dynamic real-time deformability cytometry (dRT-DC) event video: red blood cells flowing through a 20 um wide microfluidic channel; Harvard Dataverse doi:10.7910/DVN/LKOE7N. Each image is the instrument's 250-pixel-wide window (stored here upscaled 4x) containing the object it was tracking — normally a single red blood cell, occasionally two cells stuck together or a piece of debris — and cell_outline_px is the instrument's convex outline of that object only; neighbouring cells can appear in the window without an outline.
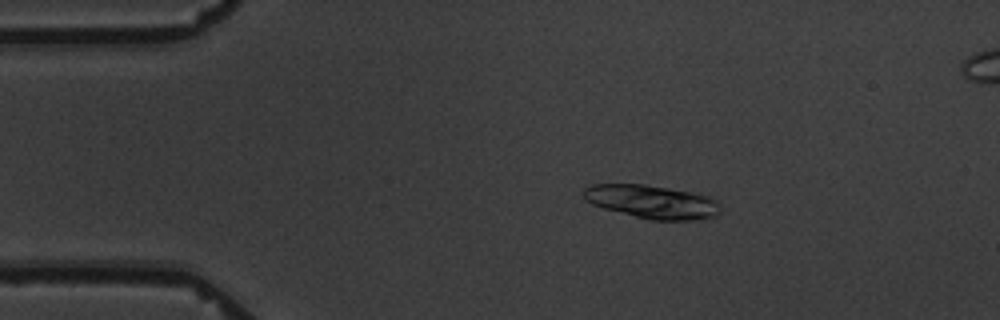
{"species": "common noctule bat (a hibernating species)", "species_latin": "Nyctalus noctula", "temperature_condition": "warm", "stored_images_in_passage": 6, "camera_frame_rate_fps": 3000, "um_per_image_px": 0.085, "animal": {"sex": "male", "body_mass_g": 19.5, "forearm_length_mm": 54.6}, "frame": {"image": 1, "passage_image": 3, "time_ms": 3.333, "image_size_px": [1000, 320], "cell_outline_px": [[720, 212], [716, 216], [704, 220], [652, 220], [604, 208], [592, 204], [584, 200], [584, 188], [592, 184], [644, 184], [668, 188], [712, 196], [720, 204]], "centroid_in_image_um": [55.47, 17.15], "position_along_channel_um": 29.5, "area_um2": 26.76}}